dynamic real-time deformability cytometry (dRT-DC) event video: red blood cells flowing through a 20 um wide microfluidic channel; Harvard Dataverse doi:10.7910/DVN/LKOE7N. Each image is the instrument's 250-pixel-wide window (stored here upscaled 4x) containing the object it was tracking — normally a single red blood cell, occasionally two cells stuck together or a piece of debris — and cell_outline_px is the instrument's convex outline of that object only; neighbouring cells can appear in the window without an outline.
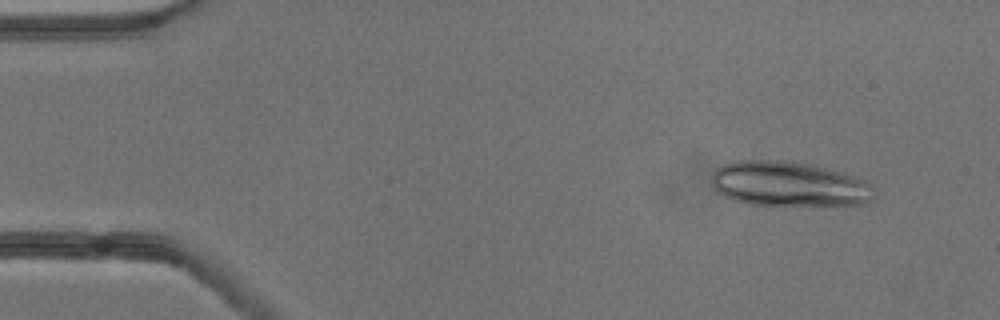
{"species": "common noctule bat (a hibernating species)", "species_latin": "Nyctalus noctula", "temperature_condition": "cold", "stored_images_in_passage": 15, "camera_frame_rate_fps": 3000, "um_per_image_px": 0.085, "animal": {"sex": "male", "body_mass_g": 13.3}, "frame": {"image": 1, "passage_image": 5, "time_ms": 1.333, "image_size_px": [1000, 320], "cell_outline_px": [[876, 196], [872, 200], [864, 204], [748, 204], [724, 196], [712, 184], [712, 172], [716, 168], [724, 164], [736, 160], [796, 160], [844, 172], [864, 180], [872, 188]], "centroid_in_image_um": [67.06, 15.6], "position_along_channel_um": 17.9, "area_um2": 42.43}}